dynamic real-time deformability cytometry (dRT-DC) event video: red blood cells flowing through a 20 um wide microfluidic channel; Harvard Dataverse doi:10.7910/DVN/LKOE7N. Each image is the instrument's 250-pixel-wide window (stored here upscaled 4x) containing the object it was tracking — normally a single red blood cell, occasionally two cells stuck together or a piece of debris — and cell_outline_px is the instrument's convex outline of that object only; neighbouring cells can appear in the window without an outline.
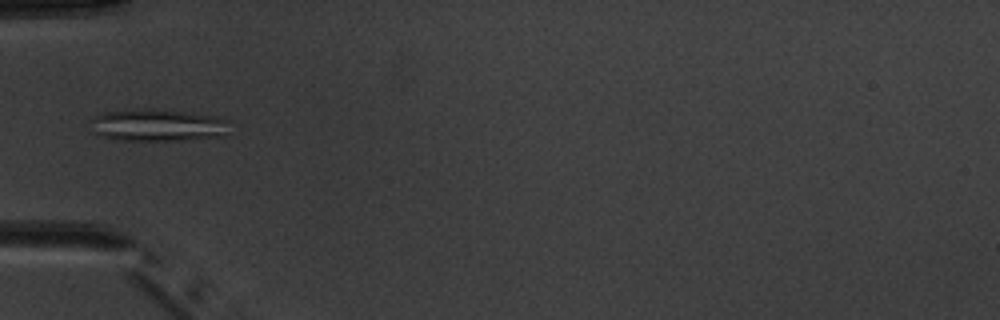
{"species": "common noctule bat (a hibernating species)", "species_latin": "Nyctalus noctula", "temperature_condition": "warm", "stored_images_in_passage": 4, "camera_frame_rate_fps": 3000, "um_per_image_px": 0.085, "animal": {"sex": "male", "body_mass_g": 20.1, "forearm_length_mm": 53.5}, "frame": {"image": 1, "passage_image": 3, "time_ms": 2.333, "image_size_px": [1000, 320], "cell_outline_px": [[228, 120], [224, 136], [184, 140], [120, 140], [100, 136], [92, 132], [88, 120], [92, 116], [104, 112], [140, 108], [152, 108], [212, 116]], "centroid_in_image_um": [13.27, 10.64], "position_along_channel_um": 71.7, "area_um2": 26.18}}
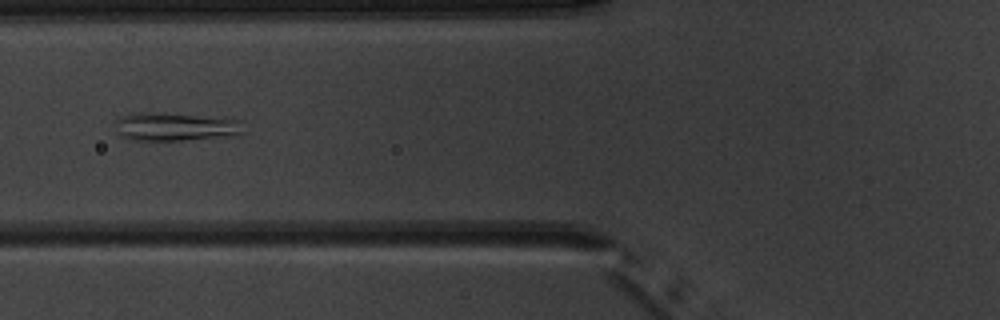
{"frame": {"image": 2, "passage_image": 4, "time_ms": 3.333, "image_size_px": [1000, 320], "cell_outline_px": [[244, 132], [240, 136], [180, 140], [136, 140], [120, 136], [116, 120], [120, 116], [132, 112], [148, 112], [244, 120]], "centroid_in_image_um": [14.98, 10.78], "position_along_channel_um": 110.8, "area_um2": 21.15}}